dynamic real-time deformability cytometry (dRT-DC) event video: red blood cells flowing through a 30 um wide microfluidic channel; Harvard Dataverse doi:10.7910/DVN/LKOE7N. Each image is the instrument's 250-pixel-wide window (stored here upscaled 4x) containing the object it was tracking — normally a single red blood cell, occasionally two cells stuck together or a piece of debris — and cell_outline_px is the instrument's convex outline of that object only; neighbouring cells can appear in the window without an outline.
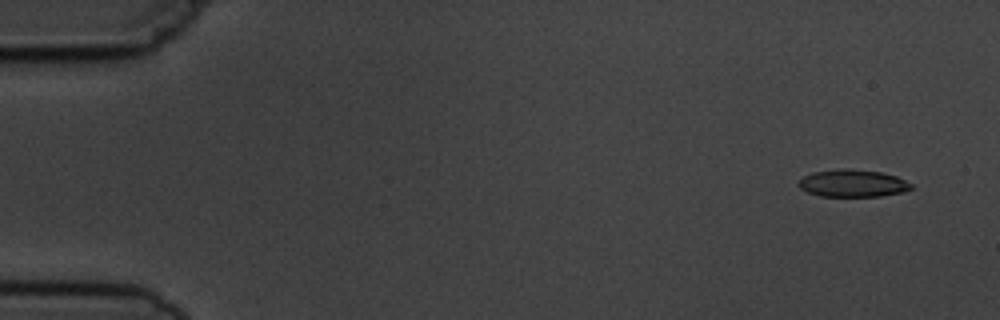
{"species": "common noctule bat (a hibernating species)", "species_latin": "Nyctalus noctula", "temperature_condition": "cold", "stored_images_in_passage": 5, "camera_frame_rate_fps": 3000, "um_per_image_px": 0.085, "animal": {"sex": "male", "body_mass_g": 19.5, "forearm_length_mm": 54.6}, "frame": {"image": 1, "passage_image": 1, "time_ms": 0.0, "image_size_px": [1000, 320], "cell_outline_px": [[912, 188], [904, 192], [880, 196], [820, 196], [808, 192], [800, 188], [796, 184], [804, 176], [812, 172], [840, 168], [880, 172], [896, 176], [912, 184]], "centroid_in_image_um": [72.46, 15.58], "position_along_channel_um": 12.5, "area_um2": 17.86}}
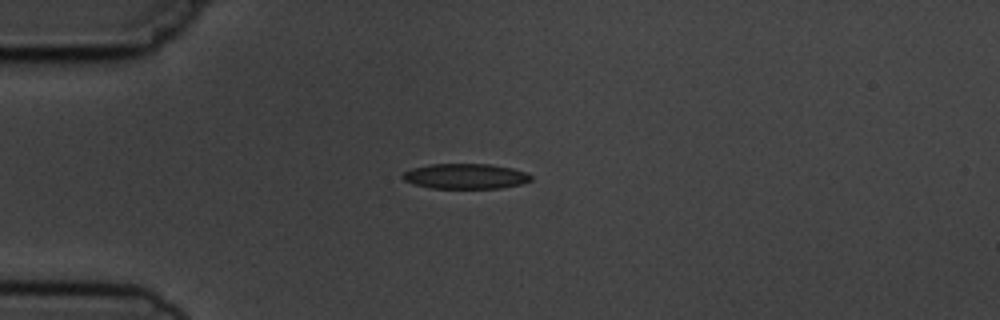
{"frame": {"image": 2, "passage_image": 4, "time_ms": 3.667, "image_size_px": [1000, 320], "cell_outline_px": [[532, 180], [520, 184], [500, 188], [432, 188], [416, 184], [404, 180], [400, 176], [404, 172], [412, 168], [432, 164], [492, 164], [512, 168], [528, 172], [532, 176]], "centroid_in_image_um": [39.6, 14.97], "position_along_channel_um": 45.4, "area_um2": 18.84}}